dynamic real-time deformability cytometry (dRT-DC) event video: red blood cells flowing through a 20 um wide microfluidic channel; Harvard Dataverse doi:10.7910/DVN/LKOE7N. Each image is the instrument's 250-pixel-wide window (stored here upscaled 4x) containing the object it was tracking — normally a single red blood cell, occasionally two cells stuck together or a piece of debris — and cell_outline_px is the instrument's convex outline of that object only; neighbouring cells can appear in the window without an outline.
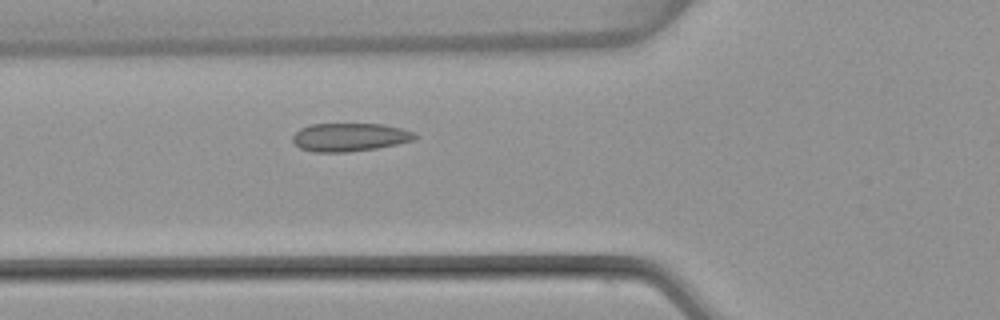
{"species": "common noctule bat (a hibernating species)", "species_latin": "Nyctalus noctula", "temperature_condition": "warm", "stored_images_in_passage": 49, "camera_frame_rate_fps": 3000, "um_per_image_px": 0.085, "animal": {"sex": "female", "body_mass_g": 22.7, "forearm_length_mm": 54.2}, "frame": {"image": 1, "passage_image": 15, "time_ms": 4.667, "image_size_px": [1000, 320], "cell_outline_px": [[420, 136], [412, 140], [396, 144], [376, 148], [348, 152], [312, 152], [300, 148], [292, 140], [292, 136], [300, 128], [312, 124], [384, 124], [416, 132]], "centroid_in_image_um": [29.73, 11.66], "position_along_channel_um": 96.1, "area_um2": 20.17}}
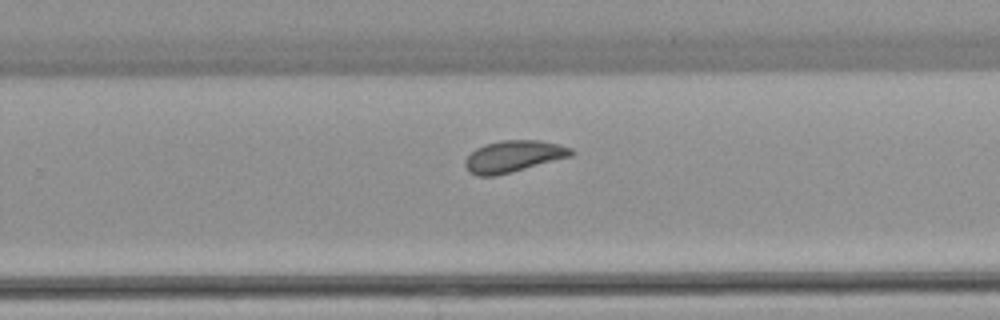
{"frame": {"image": 2, "passage_image": 30, "time_ms": 9.667, "image_size_px": [1000, 320], "cell_outline_px": [[576, 152], [572, 156], [512, 172], [496, 176], [476, 176], [468, 172], [464, 164], [464, 160], [476, 148], [484, 144], [500, 140], [540, 140], [560, 144], [572, 148]], "centroid_in_image_um": [43.65, 13.29], "position_along_channel_um": 286.2, "area_um2": 19.83}}
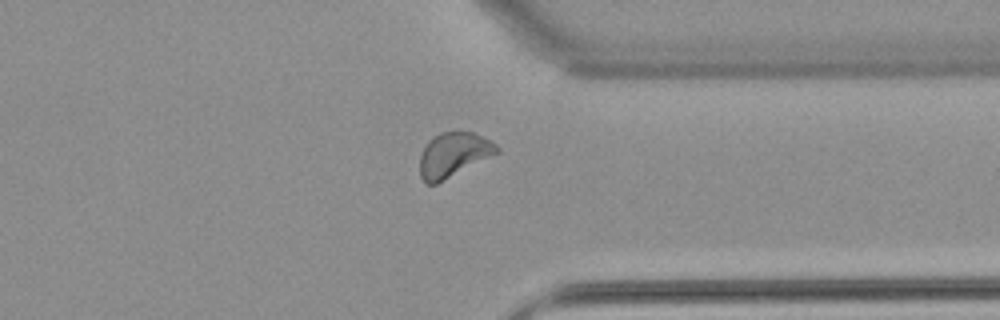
{"frame": {"image": 3, "passage_image": 37, "time_ms": 12.0, "image_size_px": [1000, 320], "cell_outline_px": [[500, 152], [436, 184], [428, 184], [420, 176], [420, 156], [428, 140], [440, 132], [456, 128], [472, 132], [492, 140], [500, 148]], "centroid_in_image_um": [38.57, 13.1], "position_along_channel_um": 372.8, "area_um2": 20.35}, "authors_computed_cell_mechanics": {"area_um2": 19.8254, "velocity_mm_per_s": 3.805, "shape_relaxation_time_tau1_ms": null, "shape_relaxation_time_tau2_ms": 1.4169, "deformation_change_tau1": null, "deformation_change_tau2": 0.0368}}